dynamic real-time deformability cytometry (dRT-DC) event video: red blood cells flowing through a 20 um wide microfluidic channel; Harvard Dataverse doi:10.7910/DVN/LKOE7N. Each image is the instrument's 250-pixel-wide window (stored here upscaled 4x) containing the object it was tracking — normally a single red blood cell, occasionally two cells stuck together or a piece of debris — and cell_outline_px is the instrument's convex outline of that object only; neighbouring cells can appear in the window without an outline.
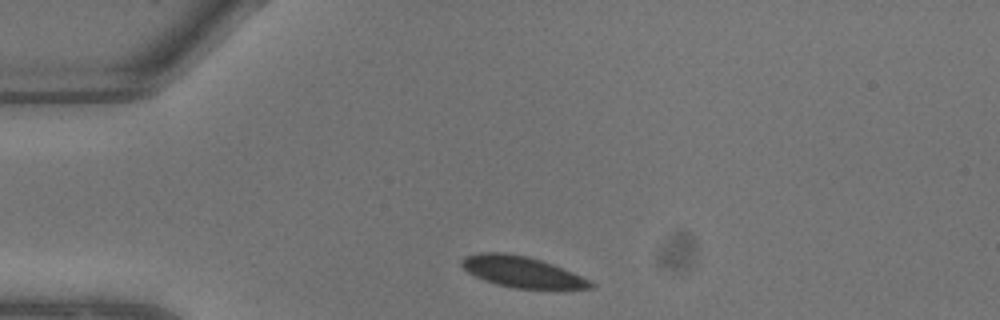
{"species": "common noctule bat (a hibernating species)", "species_latin": "Nyctalus noctula", "temperature_condition": "warm", "stored_images_in_passage": 4, "camera_frame_rate_fps": 3000, "um_per_image_px": 0.085, "animal": {"sex": "male", "body_mass_g": 13.3}, "frame": {"image": 1, "passage_image": 1, "time_ms": 0.0, "image_size_px": [1000, 320], "cell_outline_px": [[596, 284], [592, 288], [516, 288], [496, 284], [484, 280], [468, 272], [460, 264], [460, 260], [464, 256], [480, 252], [504, 252], [524, 256], [540, 260], [552, 264], [592, 280]], "centroid_in_image_um": [44.34, 23.1], "position_along_channel_um": 40.7, "area_um2": 23.06}}
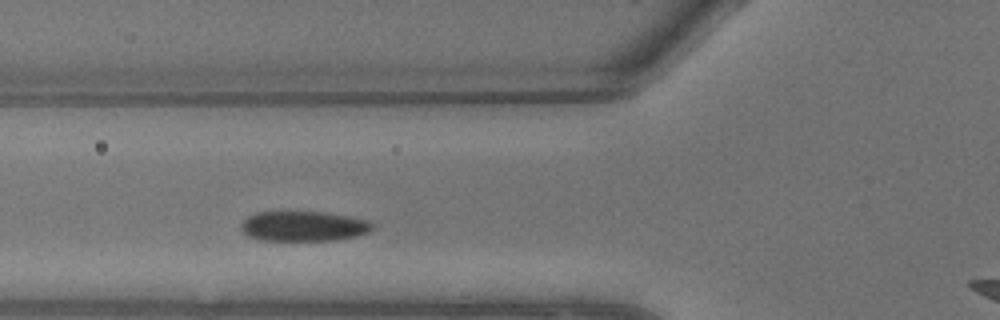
{"frame": {"image": 2, "passage_image": 4, "time_ms": 1.0, "image_size_px": [1000, 320], "cell_outline_px": [[376, 228], [368, 232], [352, 236], [332, 240], [260, 240], [248, 236], [240, 228], [240, 224], [248, 216], [256, 212], [324, 212], [348, 216], [368, 220], [376, 224]], "centroid_in_image_um": [25.81, 19.22], "position_along_channel_um": 100.0, "area_um2": 22.95}}